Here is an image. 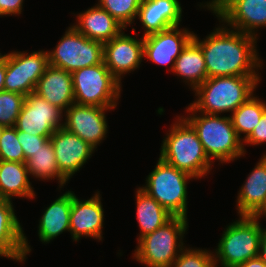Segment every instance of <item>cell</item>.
<instances>
[{
	"mask_svg": "<svg viewBox=\"0 0 266 267\" xmlns=\"http://www.w3.org/2000/svg\"><path fill=\"white\" fill-rule=\"evenodd\" d=\"M193 39L202 49L207 78L258 76L255 70L258 67L260 69L263 62L258 57L256 37L228 29L224 25L218 26L203 41L196 34Z\"/></svg>",
	"mask_w": 266,
	"mask_h": 267,
	"instance_id": "obj_1",
	"label": "cell"
},
{
	"mask_svg": "<svg viewBox=\"0 0 266 267\" xmlns=\"http://www.w3.org/2000/svg\"><path fill=\"white\" fill-rule=\"evenodd\" d=\"M259 76H222L207 78L195 90L197 100L190 105L200 113L219 115L233 113L253 94Z\"/></svg>",
	"mask_w": 266,
	"mask_h": 267,
	"instance_id": "obj_2",
	"label": "cell"
},
{
	"mask_svg": "<svg viewBox=\"0 0 266 267\" xmlns=\"http://www.w3.org/2000/svg\"><path fill=\"white\" fill-rule=\"evenodd\" d=\"M162 141L160 158L178 170L194 178L207 176L212 161L206 155L196 131L183 118L178 116Z\"/></svg>",
	"mask_w": 266,
	"mask_h": 267,
	"instance_id": "obj_3",
	"label": "cell"
},
{
	"mask_svg": "<svg viewBox=\"0 0 266 267\" xmlns=\"http://www.w3.org/2000/svg\"><path fill=\"white\" fill-rule=\"evenodd\" d=\"M189 117H183L196 131L209 160L229 163L246 153L243 141L238 137L228 116L199 113L189 105ZM201 114V115H200Z\"/></svg>",
	"mask_w": 266,
	"mask_h": 267,
	"instance_id": "obj_4",
	"label": "cell"
},
{
	"mask_svg": "<svg viewBox=\"0 0 266 267\" xmlns=\"http://www.w3.org/2000/svg\"><path fill=\"white\" fill-rule=\"evenodd\" d=\"M187 228V218L173 216L163 226L137 240L134 259L146 267H170L185 248L182 241Z\"/></svg>",
	"mask_w": 266,
	"mask_h": 267,
	"instance_id": "obj_5",
	"label": "cell"
},
{
	"mask_svg": "<svg viewBox=\"0 0 266 267\" xmlns=\"http://www.w3.org/2000/svg\"><path fill=\"white\" fill-rule=\"evenodd\" d=\"M239 217L240 219L229 224L222 234L214 253L215 267L217 261L222 267H236L258 256L264 229L253 216Z\"/></svg>",
	"mask_w": 266,
	"mask_h": 267,
	"instance_id": "obj_6",
	"label": "cell"
},
{
	"mask_svg": "<svg viewBox=\"0 0 266 267\" xmlns=\"http://www.w3.org/2000/svg\"><path fill=\"white\" fill-rule=\"evenodd\" d=\"M191 179L196 178L159 157L141 188L173 216L187 218V182Z\"/></svg>",
	"mask_w": 266,
	"mask_h": 267,
	"instance_id": "obj_7",
	"label": "cell"
},
{
	"mask_svg": "<svg viewBox=\"0 0 266 267\" xmlns=\"http://www.w3.org/2000/svg\"><path fill=\"white\" fill-rule=\"evenodd\" d=\"M71 75L75 103L116 108L117 100L120 98L121 83L104 62L76 70Z\"/></svg>",
	"mask_w": 266,
	"mask_h": 267,
	"instance_id": "obj_8",
	"label": "cell"
},
{
	"mask_svg": "<svg viewBox=\"0 0 266 267\" xmlns=\"http://www.w3.org/2000/svg\"><path fill=\"white\" fill-rule=\"evenodd\" d=\"M103 49L104 43L88 39L72 25L48 52L49 65L72 73L103 63Z\"/></svg>",
	"mask_w": 266,
	"mask_h": 267,
	"instance_id": "obj_9",
	"label": "cell"
},
{
	"mask_svg": "<svg viewBox=\"0 0 266 267\" xmlns=\"http://www.w3.org/2000/svg\"><path fill=\"white\" fill-rule=\"evenodd\" d=\"M48 66V51L39 50L31 54L14 51L6 54L4 91L25 96L33 93Z\"/></svg>",
	"mask_w": 266,
	"mask_h": 267,
	"instance_id": "obj_10",
	"label": "cell"
},
{
	"mask_svg": "<svg viewBox=\"0 0 266 267\" xmlns=\"http://www.w3.org/2000/svg\"><path fill=\"white\" fill-rule=\"evenodd\" d=\"M204 7L213 11L226 27L252 35L266 27V0H211Z\"/></svg>",
	"mask_w": 266,
	"mask_h": 267,
	"instance_id": "obj_11",
	"label": "cell"
},
{
	"mask_svg": "<svg viewBox=\"0 0 266 267\" xmlns=\"http://www.w3.org/2000/svg\"><path fill=\"white\" fill-rule=\"evenodd\" d=\"M63 111L51 105L36 93L25 97L15 128L34 136L50 138L55 130L63 127Z\"/></svg>",
	"mask_w": 266,
	"mask_h": 267,
	"instance_id": "obj_12",
	"label": "cell"
},
{
	"mask_svg": "<svg viewBox=\"0 0 266 267\" xmlns=\"http://www.w3.org/2000/svg\"><path fill=\"white\" fill-rule=\"evenodd\" d=\"M113 108L73 103L65 112L63 127L93 148H97L107 134L105 111Z\"/></svg>",
	"mask_w": 266,
	"mask_h": 267,
	"instance_id": "obj_13",
	"label": "cell"
},
{
	"mask_svg": "<svg viewBox=\"0 0 266 267\" xmlns=\"http://www.w3.org/2000/svg\"><path fill=\"white\" fill-rule=\"evenodd\" d=\"M139 40L122 31L104 43L103 62L121 83V76L139 68L143 58V37Z\"/></svg>",
	"mask_w": 266,
	"mask_h": 267,
	"instance_id": "obj_14",
	"label": "cell"
},
{
	"mask_svg": "<svg viewBox=\"0 0 266 267\" xmlns=\"http://www.w3.org/2000/svg\"><path fill=\"white\" fill-rule=\"evenodd\" d=\"M194 33L179 26L143 37V57L173 70L176 58L193 38Z\"/></svg>",
	"mask_w": 266,
	"mask_h": 267,
	"instance_id": "obj_15",
	"label": "cell"
},
{
	"mask_svg": "<svg viewBox=\"0 0 266 267\" xmlns=\"http://www.w3.org/2000/svg\"><path fill=\"white\" fill-rule=\"evenodd\" d=\"M59 171L69 180L95 152L90 144L61 127L50 137Z\"/></svg>",
	"mask_w": 266,
	"mask_h": 267,
	"instance_id": "obj_16",
	"label": "cell"
},
{
	"mask_svg": "<svg viewBox=\"0 0 266 267\" xmlns=\"http://www.w3.org/2000/svg\"><path fill=\"white\" fill-rule=\"evenodd\" d=\"M100 196V193L97 192L88 200H80L73 192L70 234L74 241H78L81 236L102 241L104 210Z\"/></svg>",
	"mask_w": 266,
	"mask_h": 267,
	"instance_id": "obj_17",
	"label": "cell"
},
{
	"mask_svg": "<svg viewBox=\"0 0 266 267\" xmlns=\"http://www.w3.org/2000/svg\"><path fill=\"white\" fill-rule=\"evenodd\" d=\"M30 245L17 219L12 201L0 200V256L25 261Z\"/></svg>",
	"mask_w": 266,
	"mask_h": 267,
	"instance_id": "obj_18",
	"label": "cell"
},
{
	"mask_svg": "<svg viewBox=\"0 0 266 267\" xmlns=\"http://www.w3.org/2000/svg\"><path fill=\"white\" fill-rule=\"evenodd\" d=\"M137 16L145 28V37L179 26L182 8L179 0H143Z\"/></svg>",
	"mask_w": 266,
	"mask_h": 267,
	"instance_id": "obj_19",
	"label": "cell"
},
{
	"mask_svg": "<svg viewBox=\"0 0 266 267\" xmlns=\"http://www.w3.org/2000/svg\"><path fill=\"white\" fill-rule=\"evenodd\" d=\"M34 93L63 112L75 103L71 73L51 65L38 80Z\"/></svg>",
	"mask_w": 266,
	"mask_h": 267,
	"instance_id": "obj_20",
	"label": "cell"
},
{
	"mask_svg": "<svg viewBox=\"0 0 266 267\" xmlns=\"http://www.w3.org/2000/svg\"><path fill=\"white\" fill-rule=\"evenodd\" d=\"M73 26L91 40L105 43L118 36L125 29L114 17L98 4L79 13Z\"/></svg>",
	"mask_w": 266,
	"mask_h": 267,
	"instance_id": "obj_21",
	"label": "cell"
},
{
	"mask_svg": "<svg viewBox=\"0 0 266 267\" xmlns=\"http://www.w3.org/2000/svg\"><path fill=\"white\" fill-rule=\"evenodd\" d=\"M266 200V155L248 175L237 197V210L240 216H253Z\"/></svg>",
	"mask_w": 266,
	"mask_h": 267,
	"instance_id": "obj_22",
	"label": "cell"
},
{
	"mask_svg": "<svg viewBox=\"0 0 266 267\" xmlns=\"http://www.w3.org/2000/svg\"><path fill=\"white\" fill-rule=\"evenodd\" d=\"M73 192L67 191L47 207L38 226L39 239L48 243L66 230L70 232V210Z\"/></svg>",
	"mask_w": 266,
	"mask_h": 267,
	"instance_id": "obj_23",
	"label": "cell"
},
{
	"mask_svg": "<svg viewBox=\"0 0 266 267\" xmlns=\"http://www.w3.org/2000/svg\"><path fill=\"white\" fill-rule=\"evenodd\" d=\"M29 175L26 163L0 160V197L10 201L13 196L35 198Z\"/></svg>",
	"mask_w": 266,
	"mask_h": 267,
	"instance_id": "obj_24",
	"label": "cell"
},
{
	"mask_svg": "<svg viewBox=\"0 0 266 267\" xmlns=\"http://www.w3.org/2000/svg\"><path fill=\"white\" fill-rule=\"evenodd\" d=\"M172 72L195 90L207 79L205 59L200 45L192 38L176 58Z\"/></svg>",
	"mask_w": 266,
	"mask_h": 267,
	"instance_id": "obj_25",
	"label": "cell"
},
{
	"mask_svg": "<svg viewBox=\"0 0 266 267\" xmlns=\"http://www.w3.org/2000/svg\"><path fill=\"white\" fill-rule=\"evenodd\" d=\"M136 204L137 221L140 228L138 240L144 235L154 232L173 217L141 187L136 193Z\"/></svg>",
	"mask_w": 266,
	"mask_h": 267,
	"instance_id": "obj_26",
	"label": "cell"
},
{
	"mask_svg": "<svg viewBox=\"0 0 266 267\" xmlns=\"http://www.w3.org/2000/svg\"><path fill=\"white\" fill-rule=\"evenodd\" d=\"M25 163L29 174L36 178L50 180V178L55 179L56 177L59 180L60 188L68 181L59 171L54 146L50 139L44 143L43 148L38 149Z\"/></svg>",
	"mask_w": 266,
	"mask_h": 267,
	"instance_id": "obj_27",
	"label": "cell"
},
{
	"mask_svg": "<svg viewBox=\"0 0 266 267\" xmlns=\"http://www.w3.org/2000/svg\"><path fill=\"white\" fill-rule=\"evenodd\" d=\"M260 100L252 95L229 116L238 137H241L242 141L256 128L266 109V102ZM242 133L245 134L244 138L241 136Z\"/></svg>",
	"mask_w": 266,
	"mask_h": 267,
	"instance_id": "obj_28",
	"label": "cell"
},
{
	"mask_svg": "<svg viewBox=\"0 0 266 267\" xmlns=\"http://www.w3.org/2000/svg\"><path fill=\"white\" fill-rule=\"evenodd\" d=\"M143 0H99L98 5L114 17L125 29L138 15Z\"/></svg>",
	"mask_w": 266,
	"mask_h": 267,
	"instance_id": "obj_29",
	"label": "cell"
},
{
	"mask_svg": "<svg viewBox=\"0 0 266 267\" xmlns=\"http://www.w3.org/2000/svg\"><path fill=\"white\" fill-rule=\"evenodd\" d=\"M25 95L9 91L0 92V125L14 127L25 101Z\"/></svg>",
	"mask_w": 266,
	"mask_h": 267,
	"instance_id": "obj_30",
	"label": "cell"
},
{
	"mask_svg": "<svg viewBox=\"0 0 266 267\" xmlns=\"http://www.w3.org/2000/svg\"><path fill=\"white\" fill-rule=\"evenodd\" d=\"M0 160L24 162V153L15 127H4L0 135Z\"/></svg>",
	"mask_w": 266,
	"mask_h": 267,
	"instance_id": "obj_31",
	"label": "cell"
},
{
	"mask_svg": "<svg viewBox=\"0 0 266 267\" xmlns=\"http://www.w3.org/2000/svg\"><path fill=\"white\" fill-rule=\"evenodd\" d=\"M214 252L184 248L170 267H215Z\"/></svg>",
	"mask_w": 266,
	"mask_h": 267,
	"instance_id": "obj_32",
	"label": "cell"
},
{
	"mask_svg": "<svg viewBox=\"0 0 266 267\" xmlns=\"http://www.w3.org/2000/svg\"><path fill=\"white\" fill-rule=\"evenodd\" d=\"M19 143L22 146L24 153V163L29 159L38 149L43 148L44 143L50 139L43 136H34L26 132L17 131Z\"/></svg>",
	"mask_w": 266,
	"mask_h": 267,
	"instance_id": "obj_33",
	"label": "cell"
},
{
	"mask_svg": "<svg viewBox=\"0 0 266 267\" xmlns=\"http://www.w3.org/2000/svg\"><path fill=\"white\" fill-rule=\"evenodd\" d=\"M244 143H247L249 145H259L266 142V109L263 112L262 118L260 119V122L254 128L252 133L243 140Z\"/></svg>",
	"mask_w": 266,
	"mask_h": 267,
	"instance_id": "obj_34",
	"label": "cell"
},
{
	"mask_svg": "<svg viewBox=\"0 0 266 267\" xmlns=\"http://www.w3.org/2000/svg\"><path fill=\"white\" fill-rule=\"evenodd\" d=\"M24 0H0V14L6 15H18L21 14Z\"/></svg>",
	"mask_w": 266,
	"mask_h": 267,
	"instance_id": "obj_35",
	"label": "cell"
},
{
	"mask_svg": "<svg viewBox=\"0 0 266 267\" xmlns=\"http://www.w3.org/2000/svg\"><path fill=\"white\" fill-rule=\"evenodd\" d=\"M258 256L266 264V229L263 230L261 235Z\"/></svg>",
	"mask_w": 266,
	"mask_h": 267,
	"instance_id": "obj_36",
	"label": "cell"
},
{
	"mask_svg": "<svg viewBox=\"0 0 266 267\" xmlns=\"http://www.w3.org/2000/svg\"><path fill=\"white\" fill-rule=\"evenodd\" d=\"M236 267H266V264L259 258V256H257L239 264Z\"/></svg>",
	"mask_w": 266,
	"mask_h": 267,
	"instance_id": "obj_37",
	"label": "cell"
},
{
	"mask_svg": "<svg viewBox=\"0 0 266 267\" xmlns=\"http://www.w3.org/2000/svg\"><path fill=\"white\" fill-rule=\"evenodd\" d=\"M6 74V54L0 59V92L4 91V79Z\"/></svg>",
	"mask_w": 266,
	"mask_h": 267,
	"instance_id": "obj_38",
	"label": "cell"
},
{
	"mask_svg": "<svg viewBox=\"0 0 266 267\" xmlns=\"http://www.w3.org/2000/svg\"><path fill=\"white\" fill-rule=\"evenodd\" d=\"M266 216V200L264 202V204L258 209V211L253 215V217L256 220H260L259 218H262L261 216ZM266 229V228H264Z\"/></svg>",
	"mask_w": 266,
	"mask_h": 267,
	"instance_id": "obj_39",
	"label": "cell"
},
{
	"mask_svg": "<svg viewBox=\"0 0 266 267\" xmlns=\"http://www.w3.org/2000/svg\"><path fill=\"white\" fill-rule=\"evenodd\" d=\"M3 128H4V126L0 125V135L2 133Z\"/></svg>",
	"mask_w": 266,
	"mask_h": 267,
	"instance_id": "obj_40",
	"label": "cell"
}]
</instances>
